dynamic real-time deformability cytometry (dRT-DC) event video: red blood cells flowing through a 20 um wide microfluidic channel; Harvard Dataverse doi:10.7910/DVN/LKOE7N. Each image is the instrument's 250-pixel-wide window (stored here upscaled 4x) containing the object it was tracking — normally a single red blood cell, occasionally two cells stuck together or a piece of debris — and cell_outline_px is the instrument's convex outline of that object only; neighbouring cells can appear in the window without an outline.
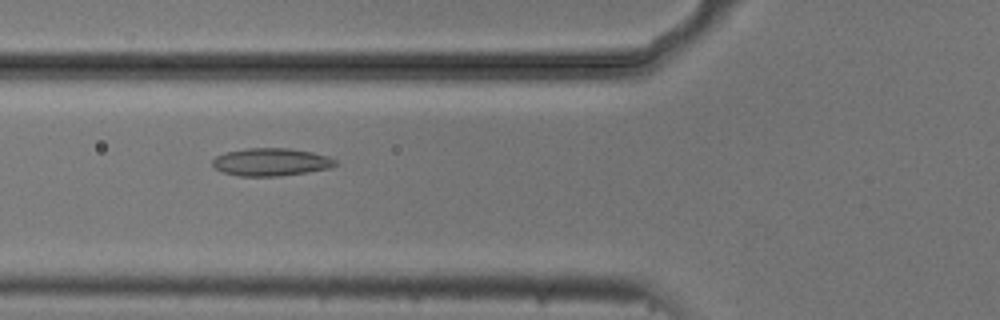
{"species": "common noctule bat (a hibernating species)", "species_latin": "Nyctalus noctula", "temperature_condition": "cold", "stored_images_in_passage": 7, "camera_frame_rate_fps": 3000, "um_per_image_px": 0.085, "animal": {"sex": "male", "body_mass_g": 20.5, "forearm_length_mm": 52.5}, "frame": {"image": 1, "passage_image": 6, "time_ms": 1.667, "image_size_px": [1000, 320], "cell_outline_px": [[336, 164], [328, 168], [304, 172], [276, 176], [240, 176], [224, 172], [216, 168], [212, 164], [212, 160], [216, 156], [228, 152], [248, 148], [288, 148], [312, 152], [328, 156], [336, 160]], "centroid_in_image_um": [23.02, 13.76], "position_along_channel_um": 102.8, "area_um2": 19.48}}
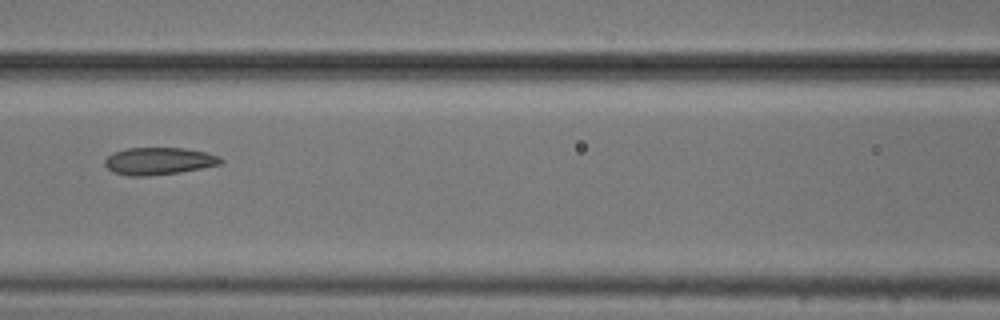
{"frame": {"image": 2, "passage_image": 7, "time_ms": 2.0, "image_size_px": [1000, 320], "cell_outline_px": [[224, 164], [180, 172], [148, 176], [128, 176], [112, 172], [104, 164], [104, 160], [112, 152], [128, 148], [184, 148], [204, 152], [220, 156], [224, 160]], "centroid_in_image_um": [13.51, 13.69], "position_along_channel_um": 153.1, "area_um2": 18.61}}